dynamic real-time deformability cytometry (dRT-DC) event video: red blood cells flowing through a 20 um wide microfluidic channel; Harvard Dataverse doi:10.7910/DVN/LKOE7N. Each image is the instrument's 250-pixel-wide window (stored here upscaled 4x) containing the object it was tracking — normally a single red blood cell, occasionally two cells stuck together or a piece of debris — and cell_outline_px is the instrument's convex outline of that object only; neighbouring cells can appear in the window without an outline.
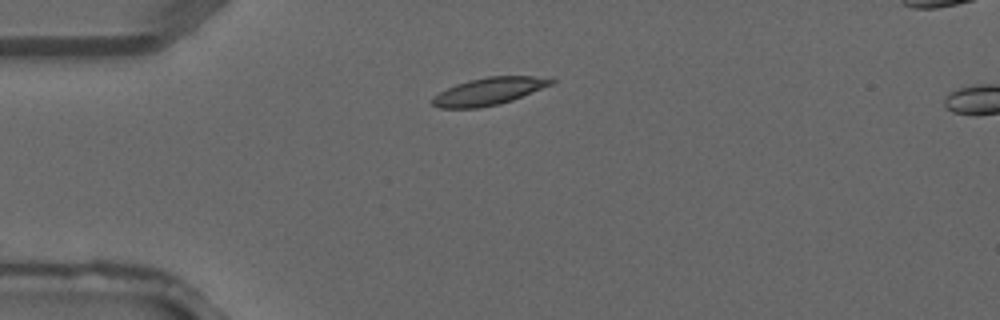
{"species": "common noctule bat (a hibernating species)", "species_latin": "Nyctalus noctula", "temperature_condition": "warm", "stored_images_in_passage": 3, "camera_frame_rate_fps": 3000, "um_per_image_px": 0.085, "animal": {"sex": "male", "forearm_length_mm": 52.5}, "frame": {"image": 1, "passage_image": 2, "time_ms": 0.333, "image_size_px": [1000, 320], "cell_outline_px": [[556, 80], [552, 84], [512, 100], [500, 104], [480, 108], [440, 108], [432, 104], [428, 100], [440, 92], [456, 84], [468, 80], [488, 76], [532, 76]], "centroid_in_image_um": [41.49, 7.77], "position_along_channel_um": 43.5, "area_um2": 18.84}}